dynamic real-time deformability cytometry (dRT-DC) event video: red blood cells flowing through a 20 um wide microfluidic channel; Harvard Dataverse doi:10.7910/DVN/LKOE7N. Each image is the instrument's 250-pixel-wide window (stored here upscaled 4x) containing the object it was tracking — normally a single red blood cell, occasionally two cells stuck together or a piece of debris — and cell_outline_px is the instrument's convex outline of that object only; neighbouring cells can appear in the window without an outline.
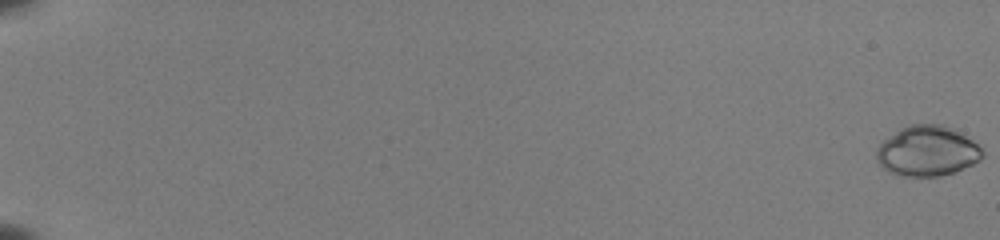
{"species": "common noctule bat (a hibernating species)", "species_latin": "Nyctalus noctula", "temperature_condition": "room temperature", "stored_images_in_passage": 54, "camera_frame_rate_fps": 3000, "um_per_image_px": 0.085, "animal": {"sex": "female", "body_mass_g": 22.0, "forearm_length_mm": 56.7}, "frame": {"image": 1, "passage_image": 1, "time_ms": 0.0, "image_size_px": [1000, 240], "cell_outline_px": [[984, 156], [980, 160], [956, 172], [940, 176], [896, 176], [888, 172], [876, 160], [876, 148], [884, 140], [900, 128], [908, 124], [944, 124], [952, 128], [972, 140], [984, 152]], "centroid_in_image_um": [78.8, 12.84], "position_along_channel_um": 6.2, "area_um2": 31.21}}
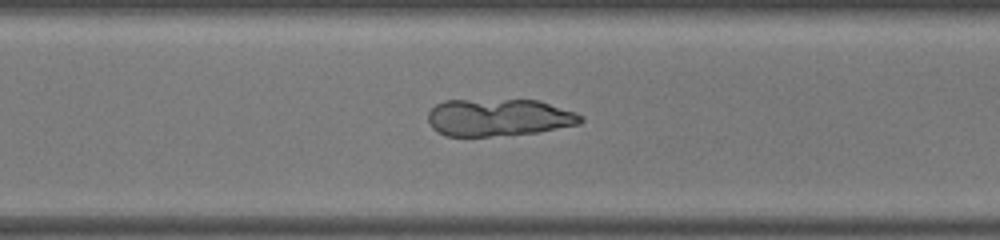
{"frame": {"image": 2, "passage_image": 42, "time_ms": 13.667, "image_size_px": [1000, 240], "cell_outline_px": [[584, 120], [580, 124], [536, 132], [488, 136], [444, 136], [432, 128], [428, 120], [428, 112], [436, 104], [444, 100], [540, 100], [576, 112], [584, 116]], "centroid_in_image_um": [42.4, 9.98], "position_along_channel_um": 328.2, "area_um2": 33.29}}
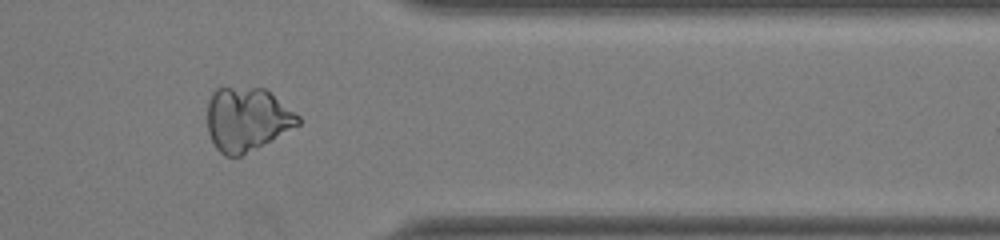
{"frame": {"image": 3, "passage_image": 47, "time_ms": 15.333, "image_size_px": [1000, 240], "cell_outline_px": [[300, 124], [256, 148], [240, 156], [224, 156], [216, 148], [208, 132], [208, 100], [212, 92], [216, 88], [264, 88], [300, 116]], "centroid_in_image_um": [20.97, 10.14], "position_along_channel_um": 390.4, "area_um2": 33.29}}